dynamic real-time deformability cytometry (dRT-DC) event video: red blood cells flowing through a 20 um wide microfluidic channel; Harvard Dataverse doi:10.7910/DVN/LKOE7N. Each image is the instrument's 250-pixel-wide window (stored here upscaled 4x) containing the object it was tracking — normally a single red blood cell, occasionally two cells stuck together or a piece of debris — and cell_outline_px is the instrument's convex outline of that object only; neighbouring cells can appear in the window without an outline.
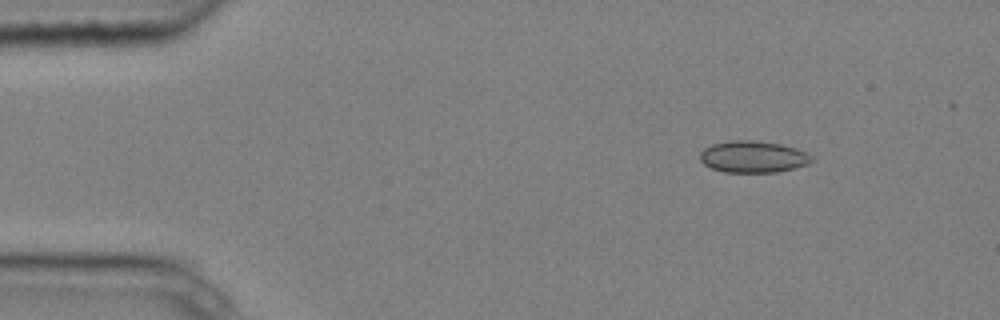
{"species": "common noctule bat (a hibernating species)", "species_latin": "Nyctalus noctula", "temperature_condition": "cold", "stored_images_in_passage": 5, "camera_frame_rate_fps": 3000, "um_per_image_px": 0.085, "animal": {"sex": "male", "body_mass_g": 20.4}, "frame": {"image": 1, "passage_image": 2, "time_ms": 0.333, "image_size_px": [1000, 320], "cell_outline_px": [[812, 160], [808, 164], [796, 168], [776, 172], [724, 172], [712, 168], [704, 164], [700, 160], [700, 152], [704, 148], [712, 144], [728, 140], [752, 140], [780, 144], [796, 148], [812, 156]], "centroid_in_image_um": [63.99, 13.32], "position_along_channel_um": 21.0, "area_um2": 20.63}}
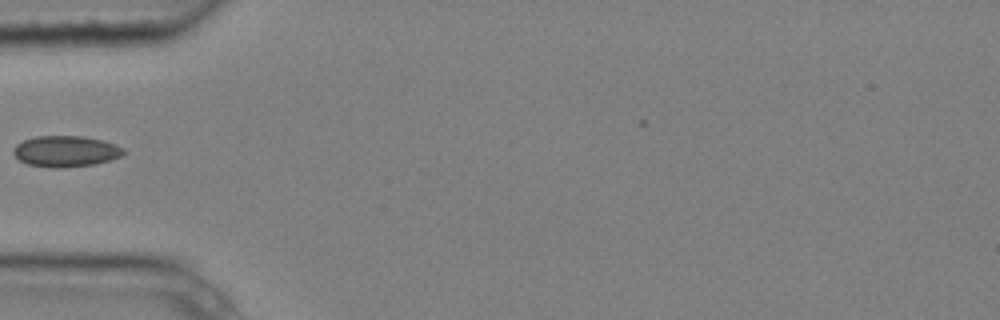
{"frame": {"image": 2, "passage_image": 5, "time_ms": 1.333, "image_size_px": [1000, 320], "cell_outline_px": [[128, 152], [120, 156], [96, 164], [64, 168], [48, 168], [28, 164], [20, 160], [12, 152], [12, 148], [16, 144], [24, 140], [36, 136], [84, 136], [104, 140], [116, 144], [124, 148]], "centroid_in_image_um": [5.6, 12.86], "position_along_channel_um": 79.4, "area_um2": 20.23}}